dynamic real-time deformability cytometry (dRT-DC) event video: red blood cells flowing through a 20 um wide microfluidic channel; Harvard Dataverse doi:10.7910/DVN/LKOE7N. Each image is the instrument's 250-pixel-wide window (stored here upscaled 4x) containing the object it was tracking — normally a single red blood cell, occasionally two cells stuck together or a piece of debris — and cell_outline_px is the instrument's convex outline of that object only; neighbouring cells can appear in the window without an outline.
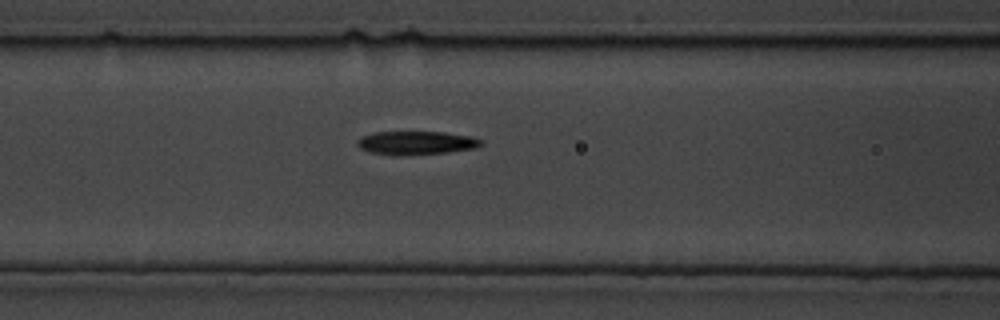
{"species": "common noctule bat (a hibernating species)", "species_latin": "Nyctalus noctula", "temperature_condition": "cold", "stored_images_in_passage": 9, "segment_of_instrument_passage": [1, 2], "camera_frame_rate_fps": 3000, "um_per_image_px": 0.085, "animal": {"sex": "male", "body_mass_g": 19.5, "forearm_length_mm": 54.6}, "frame": {"image": 1, "passage_image": 6, "time_ms": 1.667, "image_size_px": [1000, 320], "cell_outline_px": [[484, 144], [476, 148], [448, 152], [396, 156], [368, 152], [360, 148], [356, 144], [356, 140], [360, 136], [372, 132], [444, 132], [472, 136], [484, 140]], "centroid_in_image_um": [35.37, 12.14], "position_along_channel_um": 131.2, "area_um2": 17.34}}
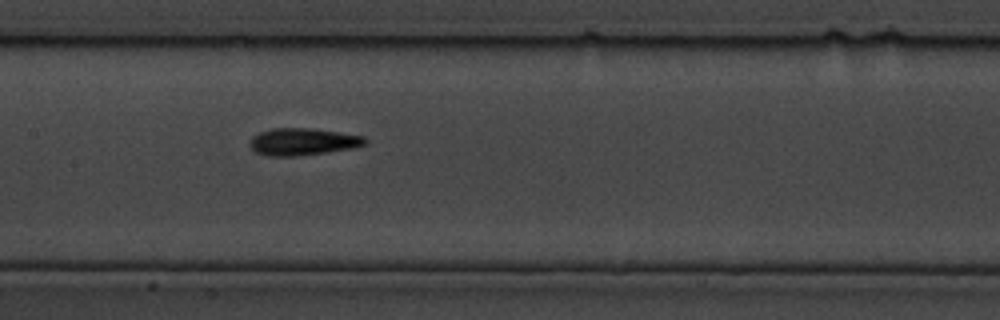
{"frame": {"image": 2, "passage_image": 8, "time_ms": 2.333, "image_size_px": [1000, 320], "cell_outline_px": [[368, 144], [352, 148], [328, 152], [296, 156], [268, 156], [256, 152], [248, 144], [252, 136], [260, 132], [272, 128], [308, 128], [340, 132], [364, 136], [368, 140]], "centroid_in_image_um": [25.75, 12.04], "position_along_channel_um": 181.7, "area_um2": 18.32}}